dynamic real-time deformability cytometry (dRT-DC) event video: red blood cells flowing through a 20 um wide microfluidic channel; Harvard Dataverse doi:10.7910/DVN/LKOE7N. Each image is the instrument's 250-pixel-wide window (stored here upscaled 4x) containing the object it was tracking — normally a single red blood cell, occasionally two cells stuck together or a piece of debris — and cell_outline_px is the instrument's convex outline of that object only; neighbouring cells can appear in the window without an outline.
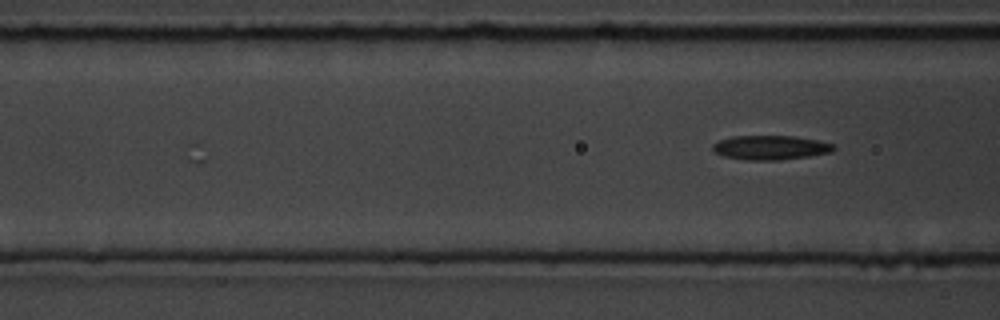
{"species": "common noctule bat (a hibernating species)", "species_latin": "Nyctalus noctula", "temperature_condition": "room temperature", "stored_images_in_passage": 8, "camera_frame_rate_fps": 3000, "um_per_image_px": 0.085, "animal": {"sex": "male", "body_mass_g": 19.5, "forearm_length_mm": 54.6}, "frame": {"image": 1, "passage_image": 8, "time_ms": 8.0, "image_size_px": [1000, 320], "cell_outline_px": [[836, 148], [832, 152], [808, 156], [780, 160], [744, 160], [724, 156], [716, 152], [712, 148], [712, 144], [720, 140], [732, 136], [792, 136], [816, 140], [836, 144]], "centroid_in_image_um": [65.51, 12.54], "position_along_channel_um": 101.1, "area_um2": 17.11}}